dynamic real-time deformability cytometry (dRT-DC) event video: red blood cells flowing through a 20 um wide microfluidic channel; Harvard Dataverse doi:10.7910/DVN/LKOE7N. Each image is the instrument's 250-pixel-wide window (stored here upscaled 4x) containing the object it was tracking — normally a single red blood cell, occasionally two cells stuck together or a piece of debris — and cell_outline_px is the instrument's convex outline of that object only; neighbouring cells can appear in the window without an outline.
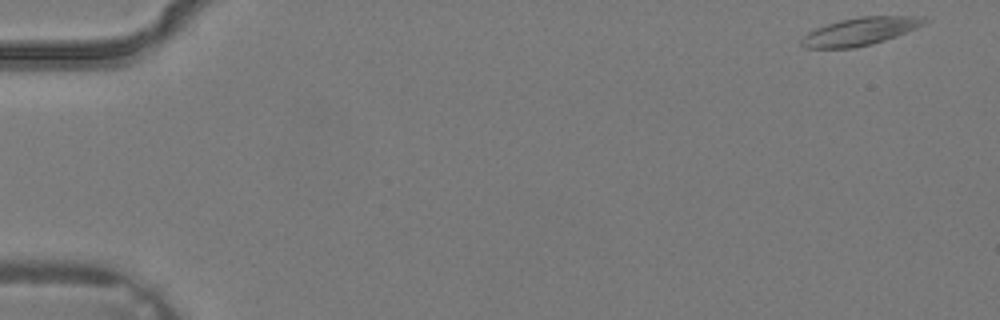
{"species": "common noctule bat (a hibernating species)", "species_latin": "Nyctalus noctula", "temperature_condition": "warm", "stored_images_in_passage": 3, "camera_frame_rate_fps": 3000, "um_per_image_px": 0.085, "animal": {"sex": "male", "body_mass_g": 19.2, "forearm_length_mm": 51.8}, "frame": {"image": 1, "passage_image": 1, "time_ms": 0.0, "image_size_px": [1000, 320], "cell_outline_px": [[932, 20], [916, 28], [896, 36], [884, 40], [852, 48], [804, 48], [800, 44], [800, 40], [808, 32], [816, 28], [840, 20], [860, 16], [924, 16]], "centroid_in_image_um": [73.13, 2.65], "position_along_channel_um": 11.9, "area_um2": 19.83}}